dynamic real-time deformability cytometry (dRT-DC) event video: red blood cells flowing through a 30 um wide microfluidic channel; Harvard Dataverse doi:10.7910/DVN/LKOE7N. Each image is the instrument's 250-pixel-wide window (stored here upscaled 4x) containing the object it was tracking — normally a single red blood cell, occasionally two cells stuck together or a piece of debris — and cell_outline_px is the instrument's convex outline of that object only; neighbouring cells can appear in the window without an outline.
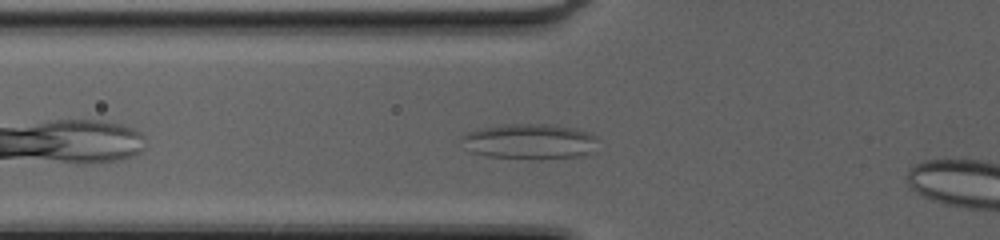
{"species": "common noctule bat (a hibernating species)", "species_latin": "Nyctalus noctula", "temperature_condition": "cold", "stored_images_in_passage": 8, "camera_frame_rate_fps": 3000, "um_per_image_px": 0.085, "animal": {"sex": "female", "body_mass_g": 20.0, "forearm_length_mm": 54.0}, "frame": {"image": 1, "passage_image": 6, "time_ms": 1.667, "image_size_px": [1000, 240], "cell_outline_px": [[596, 152], [584, 156], [540, 160], [488, 156], [472, 152], [460, 140], [460, 136], [468, 132], [480, 128], [504, 124], [556, 124], [576, 128], [588, 132], [596, 136]], "centroid_in_image_um": [45.09, 12.03], "position_along_channel_um": 80.7, "area_um2": 28.73}}